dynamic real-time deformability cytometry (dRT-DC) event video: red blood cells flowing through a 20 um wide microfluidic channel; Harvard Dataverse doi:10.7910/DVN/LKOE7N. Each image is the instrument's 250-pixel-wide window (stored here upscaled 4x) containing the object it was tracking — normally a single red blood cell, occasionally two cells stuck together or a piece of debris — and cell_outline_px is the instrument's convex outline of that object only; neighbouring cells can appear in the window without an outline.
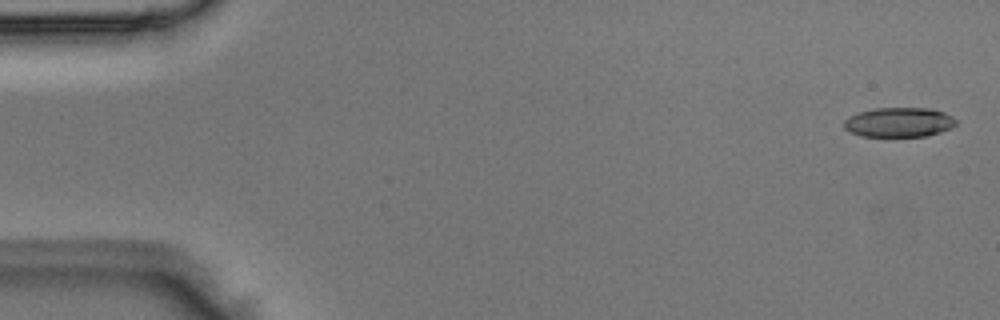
{"species": "Egyptian fruit bat (a non-hibernating species)", "species_latin": "Rousettus aegyptiacus", "temperature_condition": "room temperature", "stored_images_in_passage": 50, "camera_frame_rate_fps": 3000, "um_per_image_px": 0.085, "animal": {"sex": "male"}, "frame": {"image": 1, "passage_image": 2, "time_ms": 0.333, "image_size_px": [1000, 320], "cell_outline_px": [[956, 124], [952, 128], [928, 136], [860, 136], [844, 128], [844, 120], [848, 116], [860, 112], [876, 108], [932, 108], [944, 112], [952, 116], [956, 120]], "centroid_in_image_um": [76.44, 10.39], "position_along_channel_um": 8.6, "area_um2": 19.36}}
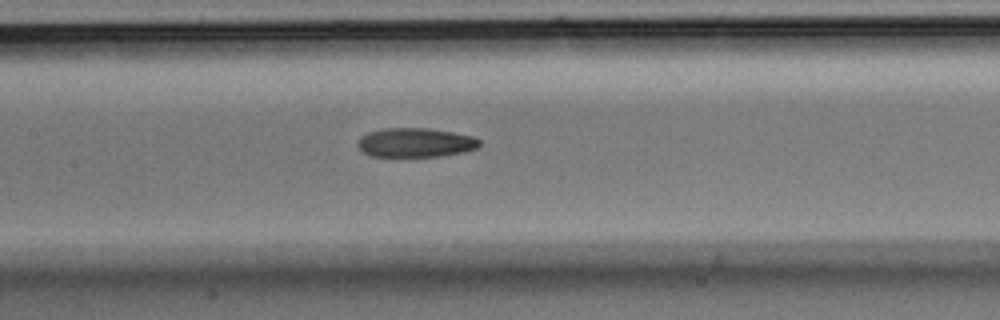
{"frame": {"image": 2, "passage_image": 24, "time_ms": 7.667, "image_size_px": [1000, 320], "cell_outline_px": [[480, 148], [464, 152], [440, 156], [372, 156], [364, 152], [356, 144], [360, 136], [368, 132], [384, 128], [428, 128], [452, 132], [472, 136], [480, 140]], "centroid_in_image_um": [35.33, 12.11], "position_along_channel_um": 172.1, "area_um2": 20.75}}
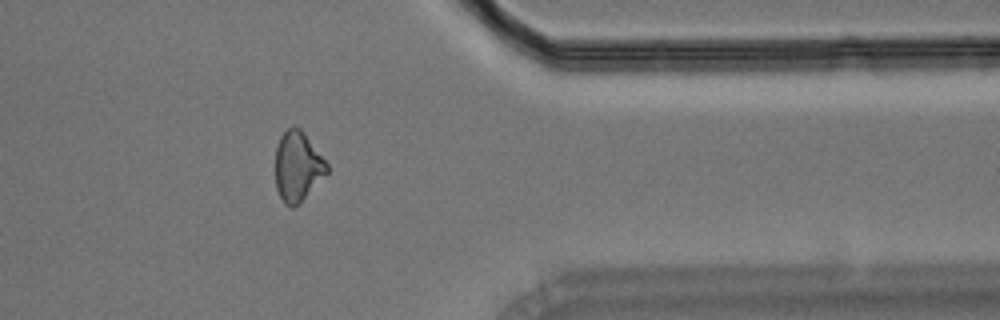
{"frame": {"image": 3, "passage_image": 41, "time_ms": 13.333, "image_size_px": [1000, 320], "cell_outline_px": [[328, 172], [300, 204], [292, 208], [284, 204], [276, 188], [276, 148], [280, 136], [292, 124], [300, 128], [304, 132], [328, 164]], "centroid_in_image_um": [25.3, 14.15], "position_along_channel_um": 386.1, "area_um2": 21.1}}